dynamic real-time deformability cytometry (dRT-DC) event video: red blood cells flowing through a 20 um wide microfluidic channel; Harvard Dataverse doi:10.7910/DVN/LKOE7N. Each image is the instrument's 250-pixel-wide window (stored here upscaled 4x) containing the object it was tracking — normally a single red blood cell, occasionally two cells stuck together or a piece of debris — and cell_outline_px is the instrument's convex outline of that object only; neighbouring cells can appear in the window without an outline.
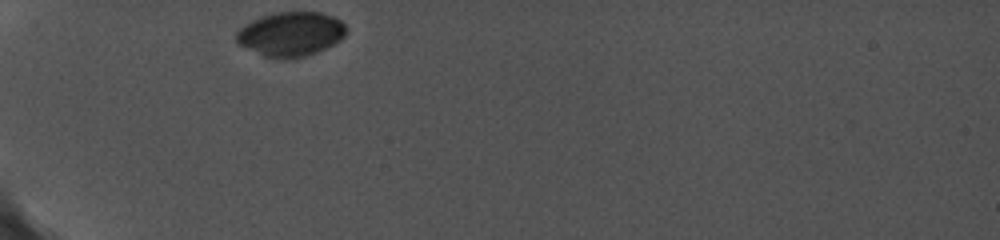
{"species": "common noctule bat (a hibernating species)", "species_latin": "Nyctalus noctula", "temperature_condition": "cold", "stored_images_in_passage": 45, "camera_frame_rate_fps": 5000, "um_per_image_px": 0.085, "animal": {"sex": "female", "body_mass_g": 19.0, "forearm_length_mm": 56.7}, "frame": {"image": 1, "passage_image": 1, "time_ms": 0.0, "image_size_px": [1000, 240], "cell_outline_px": [[348, 32], [340, 40], [316, 52], [304, 56], [284, 60], [276, 60], [264, 56], [240, 44], [236, 40], [236, 32], [244, 24], [260, 16], [276, 12], [320, 12], [332, 16], [340, 20], [348, 28]], "centroid_in_image_um": [24.72, 2.89], "position_along_channel_um": 60.3, "area_um2": 28.5}}
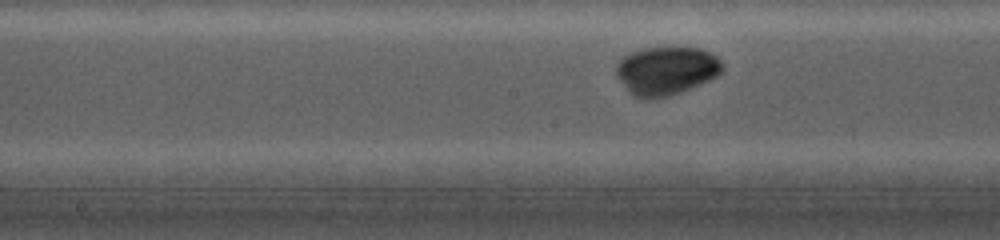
{"frame": {"image": 2, "passage_image": 18, "time_ms": 4.0, "image_size_px": [1000, 240], "cell_outline_px": [[724, 68], [716, 76], [708, 80], [680, 92], [656, 100], [640, 100], [632, 96], [616, 76], [616, 64], [624, 56], [632, 52], [644, 48], [700, 48], [716, 56], [724, 64]], "centroid_in_image_um": [56.59, 6.04], "position_along_channel_um": 191.6, "area_um2": 30.06}}
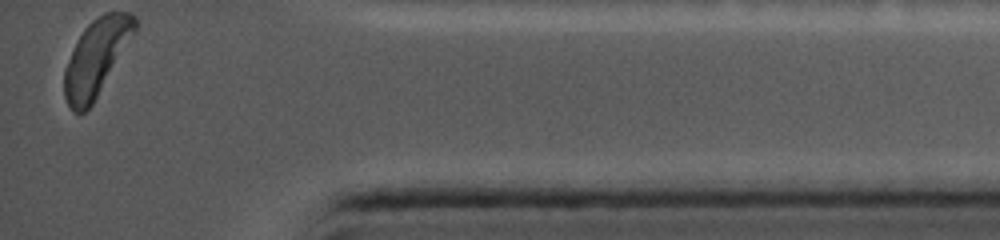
{"frame": {"image": 3, "passage_image": 45, "time_ms": 10.6, "image_size_px": [1000, 240], "cell_outline_px": [[140, 24], [136, 32], [92, 104], [84, 112], [72, 112], [64, 96], [64, 68], [84, 28], [92, 20], [104, 12], [128, 12], [136, 16]], "centroid_in_image_um": [8.22, 4.85], "position_along_channel_um": 427.0, "area_um2": 31.21}, "authors_computed_cell_mechanics": {"area_um2": 29.478, "velocity_mm_per_s": 3.752, "shape_relaxation_time_tau1_ms": 2.1869, "shape_relaxation_time_tau2_ms": 2.8247, "deformation_change_tau1": 0.1235, "deformation_change_tau2": 0.0465}}